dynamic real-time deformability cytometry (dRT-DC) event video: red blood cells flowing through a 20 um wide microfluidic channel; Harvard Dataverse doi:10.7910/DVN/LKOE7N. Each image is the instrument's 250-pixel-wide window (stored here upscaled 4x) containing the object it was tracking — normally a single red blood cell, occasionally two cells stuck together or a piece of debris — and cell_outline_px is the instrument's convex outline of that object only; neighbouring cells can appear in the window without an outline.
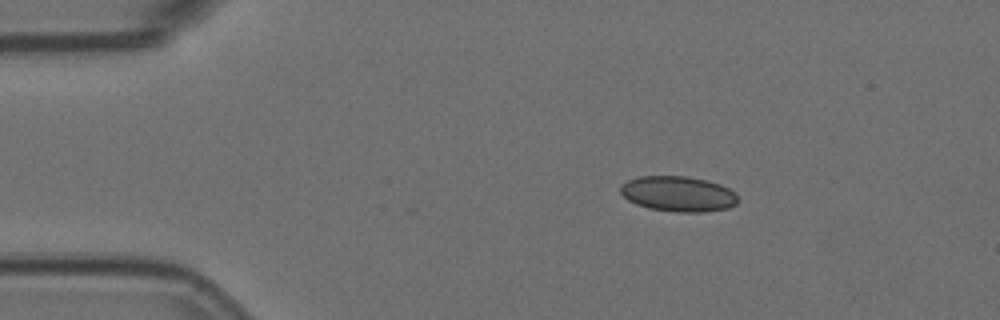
{"species": "Egyptian fruit bat (a non-hibernating species)", "species_latin": "Rousettus aegyptiacus", "temperature_condition": "room temperature", "stored_images_in_passage": 3, "camera_frame_rate_fps": 3000, "um_per_image_px": 0.085, "animal": {"sex": "female"}, "frame": {"image": 1, "passage_image": 1, "time_ms": 0.0, "image_size_px": [1000, 320], "cell_outline_px": [[736, 204], [728, 208], [704, 212], [676, 212], [648, 208], [636, 204], [628, 200], [620, 192], [620, 184], [628, 180], [640, 176], [688, 176], [708, 180], [720, 184], [736, 192]], "centroid_in_image_um": [57.63, 16.47], "position_along_channel_um": 27.4, "area_um2": 24.33}}
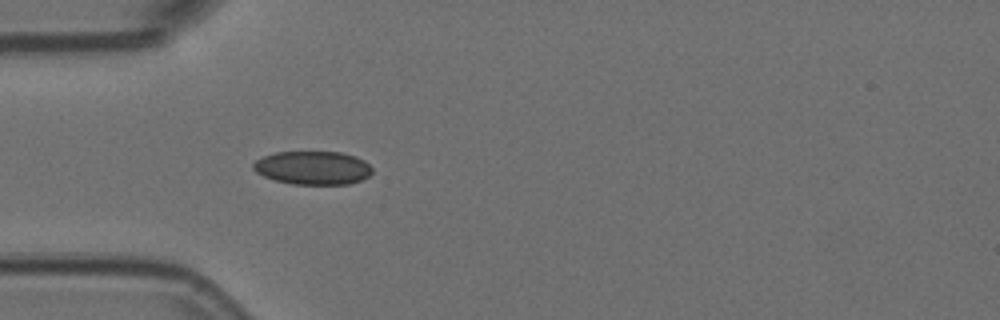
{"frame": {"image": 2, "passage_image": 3, "time_ms": 0.667, "image_size_px": [1000, 320], "cell_outline_px": [[372, 172], [368, 176], [360, 180], [348, 184], [292, 184], [276, 180], [264, 176], [256, 172], [252, 168], [252, 164], [256, 160], [264, 156], [276, 152], [340, 152], [356, 156], [364, 160], [372, 168]], "centroid_in_image_um": [26.59, 14.26], "position_along_channel_um": 58.4, "area_um2": 23.12}}